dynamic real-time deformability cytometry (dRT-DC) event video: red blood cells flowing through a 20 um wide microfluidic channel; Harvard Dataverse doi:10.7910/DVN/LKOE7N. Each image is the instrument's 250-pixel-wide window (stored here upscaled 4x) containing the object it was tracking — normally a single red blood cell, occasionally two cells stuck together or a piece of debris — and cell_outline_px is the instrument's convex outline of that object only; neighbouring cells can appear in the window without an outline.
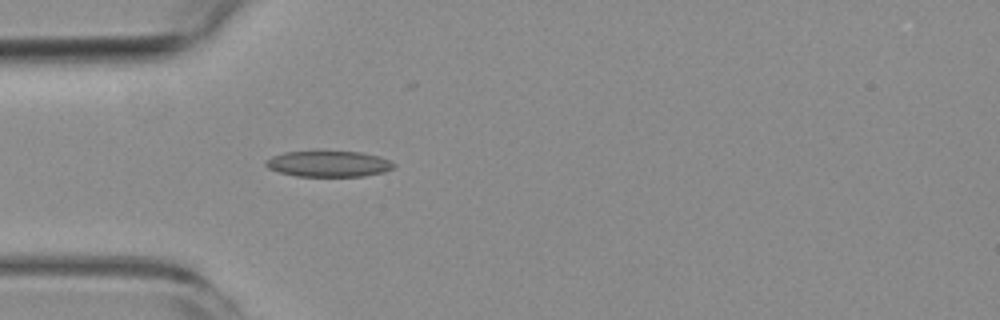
{"species": "common noctule bat (a hibernating species)", "species_latin": "Nyctalus noctula", "temperature_condition": "room temperature", "stored_images_in_passage": 4, "camera_frame_rate_fps": 3000, "um_per_image_px": 0.085, "animal": {"sex": "female", "body_mass_g": 19.3, "forearm_length_mm": 54.1}, "frame": {"image": 1, "passage_image": 4, "time_ms": 3.333, "image_size_px": [1000, 320], "cell_outline_px": [[396, 164], [392, 168], [384, 172], [364, 176], [296, 176], [280, 172], [268, 168], [264, 164], [264, 160], [272, 156], [284, 152], [316, 148], [360, 152], [380, 156]], "centroid_in_image_um": [27.88, 13.87], "position_along_channel_um": 57.1, "area_um2": 20.29}}